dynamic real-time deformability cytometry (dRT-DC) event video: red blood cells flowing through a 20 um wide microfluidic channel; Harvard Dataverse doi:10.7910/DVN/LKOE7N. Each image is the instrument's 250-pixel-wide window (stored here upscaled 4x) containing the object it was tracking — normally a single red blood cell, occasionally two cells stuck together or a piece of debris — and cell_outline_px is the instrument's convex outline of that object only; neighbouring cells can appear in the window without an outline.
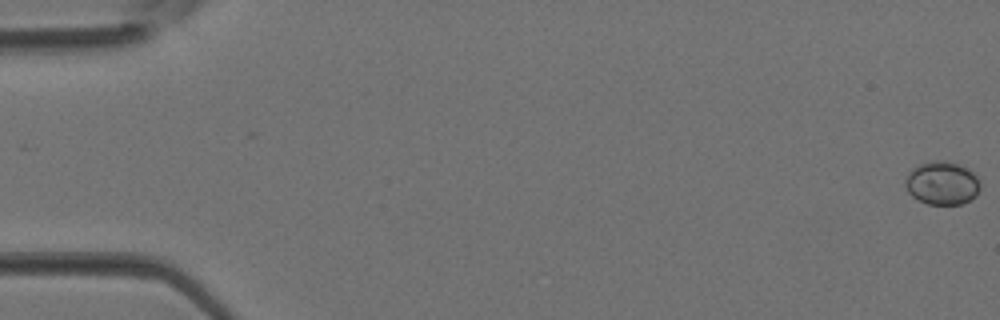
{"species": "Egyptian fruit bat (a non-hibernating species)", "species_latin": "Rousettus aegyptiacus", "temperature_condition": "room temperature", "stored_images_in_passage": 5, "camera_frame_rate_fps": 3000, "um_per_image_px": 0.085, "animal": {"sex": "female"}, "frame": {"image": 1, "passage_image": 1, "time_ms": 0.0, "image_size_px": [1000, 320], "cell_outline_px": [[980, 188], [976, 196], [960, 204], [928, 204], [912, 196], [908, 192], [904, 184], [904, 180], [908, 172], [912, 168], [928, 160], [944, 160], [960, 164], [968, 168], [980, 180]], "centroid_in_image_um": [80.06, 15.53], "position_along_channel_um": 4.9, "area_um2": 19.13}}
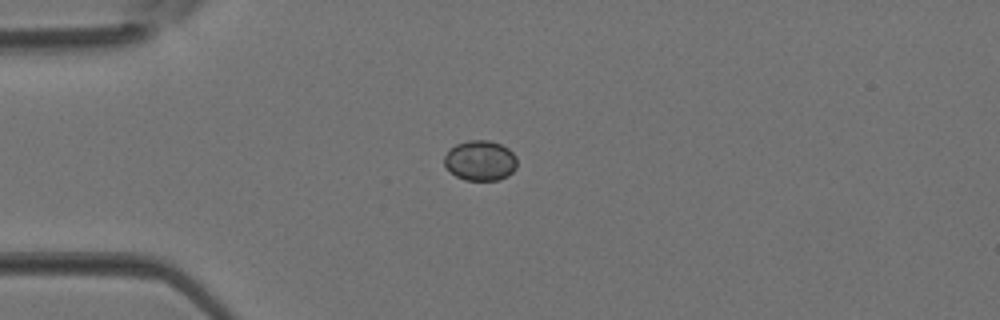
{"frame": {"image": 2, "passage_image": 4, "time_ms": 1.0, "image_size_px": [1000, 320], "cell_outline_px": [[516, 168], [508, 176], [496, 180], [464, 180], [456, 176], [444, 164], [444, 156], [448, 148], [456, 144], [468, 140], [488, 140], [500, 144], [508, 148], [516, 156]], "centroid_in_image_um": [40.81, 13.64], "position_along_channel_um": 44.2, "area_um2": 17.11}}
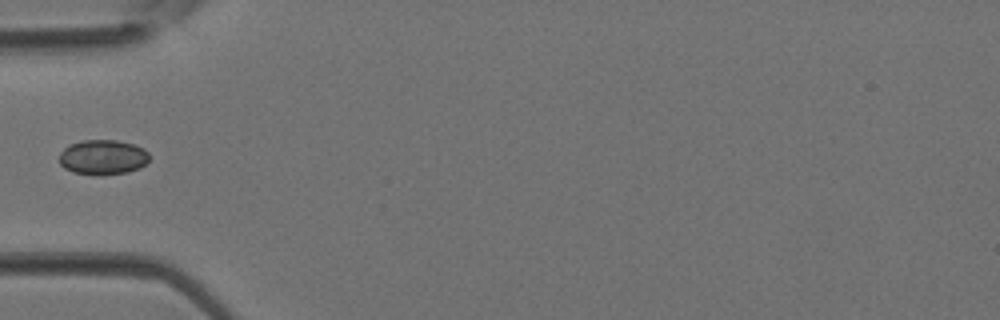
{"frame": {"image": 3, "passage_image": 5, "time_ms": 1.333, "image_size_px": [1000, 320], "cell_outline_px": [[148, 160], [140, 168], [128, 172], [72, 172], [64, 168], [60, 164], [60, 152], [68, 144], [84, 140], [116, 140], [132, 144], [144, 148], [148, 152]], "centroid_in_image_um": [8.73, 13.31], "position_along_channel_um": 76.3, "area_um2": 17.69}}